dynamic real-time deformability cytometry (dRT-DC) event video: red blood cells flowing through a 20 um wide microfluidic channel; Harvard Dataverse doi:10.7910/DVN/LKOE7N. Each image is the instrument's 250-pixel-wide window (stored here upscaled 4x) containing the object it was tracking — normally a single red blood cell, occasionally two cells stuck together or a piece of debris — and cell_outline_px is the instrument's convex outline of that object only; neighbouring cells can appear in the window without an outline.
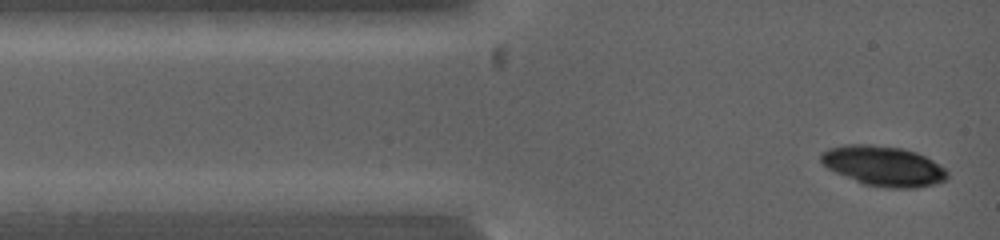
{"species": "common noctule bat (a hibernating species)", "species_latin": "Nyctalus noctula", "temperature_condition": "warm", "stored_images_in_passage": 3, "camera_frame_rate_fps": 5000, "um_per_image_px": 0.085, "animal": {"sex": "female", "body_mass_g": 19.0, "forearm_length_mm": 53.3}, "frame": {"image": 1, "passage_image": 1, "time_ms": 0.0, "image_size_px": [1000, 240], "cell_outline_px": [[948, 176], [944, 180], [932, 184], [916, 188], [888, 188], [864, 184], [836, 172], [828, 168], [820, 160], [820, 152], [828, 148], [844, 144], [864, 144], [904, 148], [916, 152], [932, 160], [944, 168], [948, 172]], "centroid_in_image_um": [75.07, 14.1], "position_along_channel_um": 9.9, "area_um2": 29.3}}